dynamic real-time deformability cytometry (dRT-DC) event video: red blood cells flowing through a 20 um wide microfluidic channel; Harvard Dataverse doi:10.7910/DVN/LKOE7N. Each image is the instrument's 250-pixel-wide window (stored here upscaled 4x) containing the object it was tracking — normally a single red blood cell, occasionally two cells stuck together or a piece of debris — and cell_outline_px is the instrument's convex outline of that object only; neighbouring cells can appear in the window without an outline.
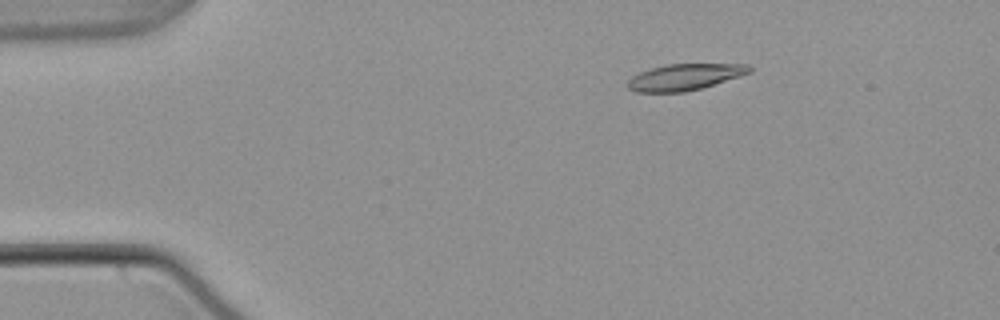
{"species": "common noctule bat (a hibernating species)", "species_latin": "Nyctalus noctula", "temperature_condition": "warm", "stored_images_in_passage": 54, "camera_frame_rate_fps": 3000, "um_per_image_px": 0.085, "animal": {"sex": "male", "body_mass_g": 21.5, "forearm_length_mm": 52.0}, "frame": {"image": 1, "passage_image": 9, "time_ms": 2.667, "image_size_px": [1000, 320], "cell_outline_px": [[752, 72], [740, 76], [700, 88], [684, 92], [636, 92], [628, 88], [628, 80], [632, 76], [640, 72], [652, 68], [668, 64], [748, 64], [752, 68]], "centroid_in_image_um": [58.2, 6.54], "position_along_channel_um": 26.8, "area_um2": 18.5}}
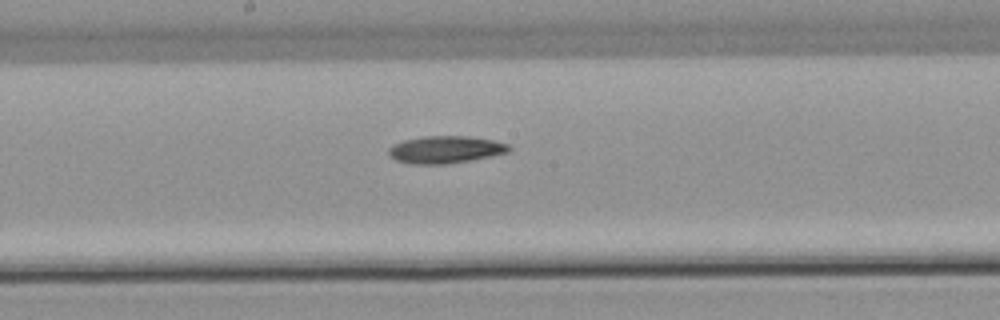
{"frame": {"image": 2, "passage_image": 29, "time_ms": 9.333, "image_size_px": [1000, 320], "cell_outline_px": [[512, 148], [508, 152], [492, 156], [444, 164], [412, 164], [396, 160], [388, 156], [388, 148], [392, 144], [404, 140], [424, 136], [464, 136], [492, 140], [508, 144]], "centroid_in_image_um": [37.82, 12.71], "position_along_channel_um": 210.4, "area_um2": 19.07}}
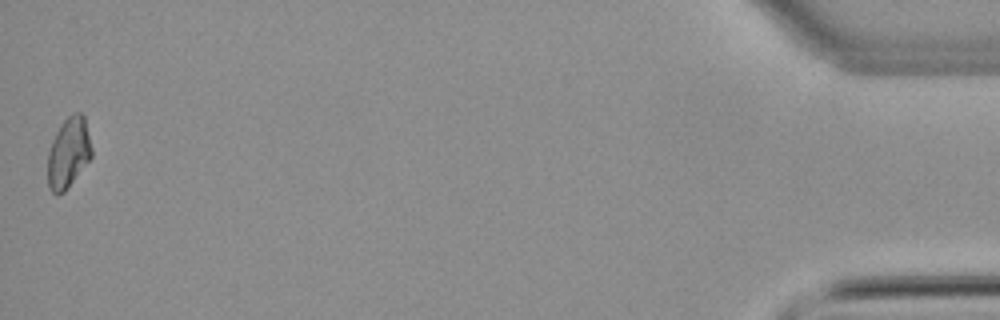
{"frame": {"image": 3, "passage_image": 54, "time_ms": 17.667, "image_size_px": [1000, 320], "cell_outline_px": [[92, 156], [64, 192], [56, 196], [48, 188], [48, 152], [52, 140], [60, 124], [72, 112], [80, 112], [84, 116], [92, 148]], "centroid_in_image_um": [5.81, 12.98], "position_along_channel_um": 429.4, "area_um2": 18.03}}